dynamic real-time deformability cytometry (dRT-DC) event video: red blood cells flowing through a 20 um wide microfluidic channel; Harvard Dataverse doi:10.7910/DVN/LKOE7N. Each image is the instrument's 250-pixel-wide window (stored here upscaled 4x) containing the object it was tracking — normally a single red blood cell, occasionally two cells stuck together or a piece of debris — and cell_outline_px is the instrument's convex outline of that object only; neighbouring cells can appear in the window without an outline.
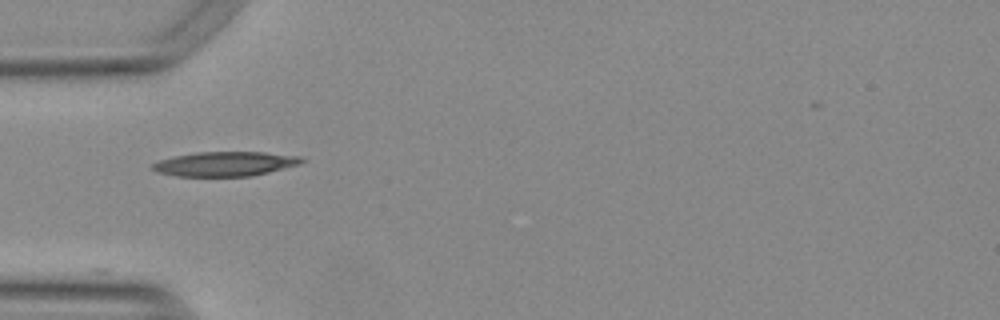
{"species": "Egyptian fruit bat (a non-hibernating species)", "species_latin": "Rousettus aegyptiacus", "temperature_condition": "warm", "stored_images_in_passage": 7, "camera_frame_rate_fps": 3000, "um_per_image_px": 0.085, "animal": {"sex": "female"}, "frame": {"image": 1, "passage_image": 1, "time_ms": 0.0, "image_size_px": [1000, 320], "cell_outline_px": [[304, 160], [300, 164], [252, 176], [176, 176], [156, 172], [148, 164], [172, 156], [196, 152], [264, 152], [300, 156]], "centroid_in_image_um": [19.08, 13.92], "position_along_channel_um": 65.9, "area_um2": 21.39}}
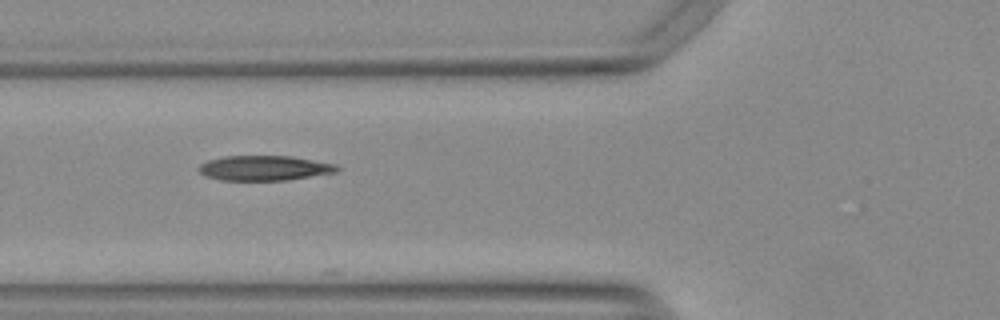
{"frame": {"image": 2, "passage_image": 4, "time_ms": 1.0, "image_size_px": [1000, 320], "cell_outline_px": [[340, 168], [336, 172], [288, 180], [220, 180], [204, 176], [196, 168], [200, 164], [208, 160], [224, 156], [292, 156], [336, 164]], "centroid_in_image_um": [22.44, 14.28], "position_along_channel_um": 103.4, "area_um2": 20.17}}